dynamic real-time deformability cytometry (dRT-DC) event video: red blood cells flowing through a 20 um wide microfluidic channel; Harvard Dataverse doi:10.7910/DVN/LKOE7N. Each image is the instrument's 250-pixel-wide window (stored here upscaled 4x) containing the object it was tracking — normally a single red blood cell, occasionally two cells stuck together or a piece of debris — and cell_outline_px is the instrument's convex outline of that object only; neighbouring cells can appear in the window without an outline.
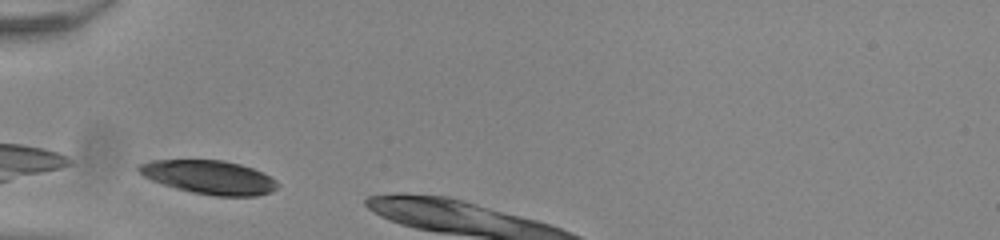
{"species": "common noctule bat (a hibernating species)", "species_latin": "Nyctalus noctula", "temperature_condition": "room temperature", "stored_images_in_passage": 4, "camera_frame_rate_fps": 3000, "um_per_image_px": 0.085, "animal": {"sex": "male", "body_mass_g": 20.0, "forearm_length_mm": 53.3}, "frame": {"image": 1, "passage_image": 1, "time_ms": 0.0, "image_size_px": [1000, 240], "cell_outline_px": [[280, 188], [272, 192], [256, 196], [216, 196], [192, 192], [176, 188], [152, 180], [136, 172], [136, 164], [152, 160], [224, 160], [240, 164], [252, 168], [276, 180], [280, 184]], "centroid_in_image_um": [17.78, 15.06], "position_along_channel_um": 67.2, "area_um2": 27.4}}